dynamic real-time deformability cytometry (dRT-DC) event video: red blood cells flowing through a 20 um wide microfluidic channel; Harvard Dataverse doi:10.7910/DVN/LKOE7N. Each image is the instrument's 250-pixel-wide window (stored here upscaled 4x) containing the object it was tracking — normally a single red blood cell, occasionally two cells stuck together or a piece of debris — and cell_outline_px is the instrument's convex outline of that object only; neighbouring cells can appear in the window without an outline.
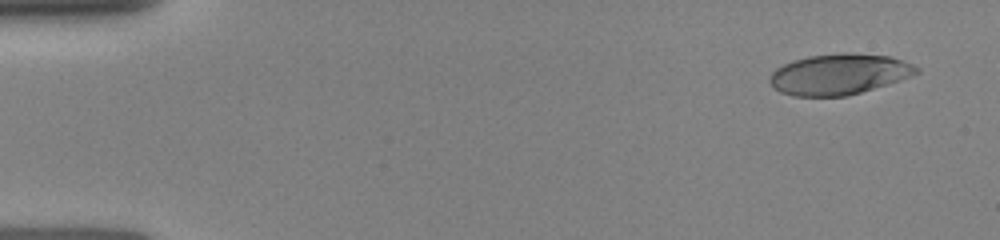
{"species": "human", "species_latin": "Homo sapiens", "temperature_condition": "room temperature", "stored_images_in_passage": 6, "camera_frame_rate_fps": 3000, "um_per_image_px": 0.085, "donor": {"sex": "female"}, "frame": {"image": 1, "passage_image": 1, "time_ms": 0.0, "image_size_px": [1000, 240], "cell_outline_px": [[920, 72], [860, 92], [844, 96], [796, 96], [780, 92], [768, 80], [772, 72], [776, 68], [784, 64], [808, 56], [840, 52], [848, 52], [888, 56], [912, 64], [920, 68]], "centroid_in_image_um": [71.28, 6.29], "position_along_channel_um": 13.7, "area_um2": 34.28}}
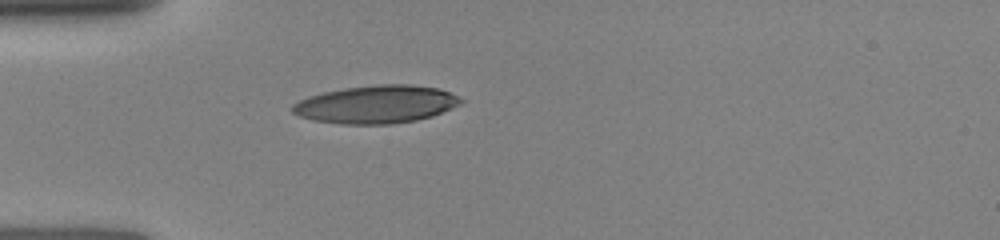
{"frame": {"image": 2, "passage_image": 6, "time_ms": 3.667, "image_size_px": [1000, 240], "cell_outline_px": [[464, 100], [460, 104], [432, 116], [416, 120], [392, 124], [340, 124], [312, 120], [300, 116], [292, 112], [292, 104], [308, 96], [324, 92], [344, 88], [380, 84], [408, 84], [440, 88]], "centroid_in_image_um": [31.96, 8.87], "position_along_channel_um": 53.0, "area_um2": 37.11}}